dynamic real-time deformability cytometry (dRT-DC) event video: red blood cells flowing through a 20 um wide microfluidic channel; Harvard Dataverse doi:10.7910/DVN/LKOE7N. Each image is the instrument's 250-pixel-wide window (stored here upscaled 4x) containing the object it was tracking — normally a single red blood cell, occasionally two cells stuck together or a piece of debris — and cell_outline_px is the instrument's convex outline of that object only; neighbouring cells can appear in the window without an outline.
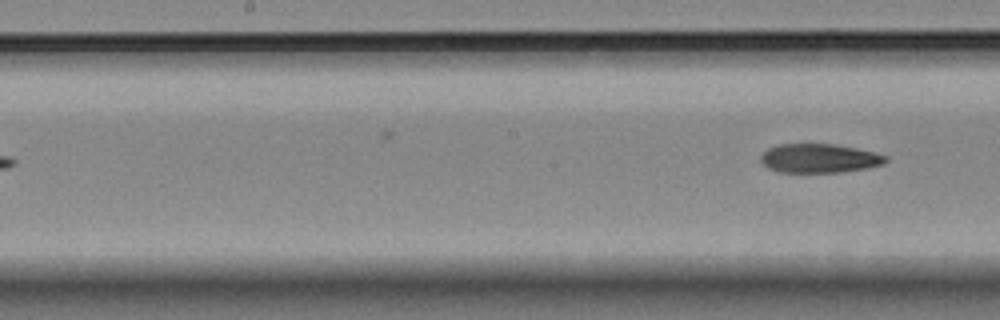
{"species": "Egyptian fruit bat (a non-hibernating species)", "species_latin": "Rousettus aegyptiacus", "temperature_condition": "room temperature", "stored_images_in_passage": 10, "segment_of_instrument_passage": [2, 2], "camera_frame_rate_fps": 3000, "um_per_image_px": 0.085, "animal": {"sex": "female"}, "frame": {"image": 1, "passage_image": 10, "time_ms": 12.0, "image_size_px": [1000, 320], "cell_outline_px": [[888, 160], [884, 164], [864, 168], [840, 172], [780, 172], [768, 168], [760, 160], [760, 156], [768, 148], [776, 144], [832, 144], [856, 148], [888, 156]], "centroid_in_image_um": [69.62, 13.45], "position_along_channel_um": 178.6, "area_um2": 20.98}}